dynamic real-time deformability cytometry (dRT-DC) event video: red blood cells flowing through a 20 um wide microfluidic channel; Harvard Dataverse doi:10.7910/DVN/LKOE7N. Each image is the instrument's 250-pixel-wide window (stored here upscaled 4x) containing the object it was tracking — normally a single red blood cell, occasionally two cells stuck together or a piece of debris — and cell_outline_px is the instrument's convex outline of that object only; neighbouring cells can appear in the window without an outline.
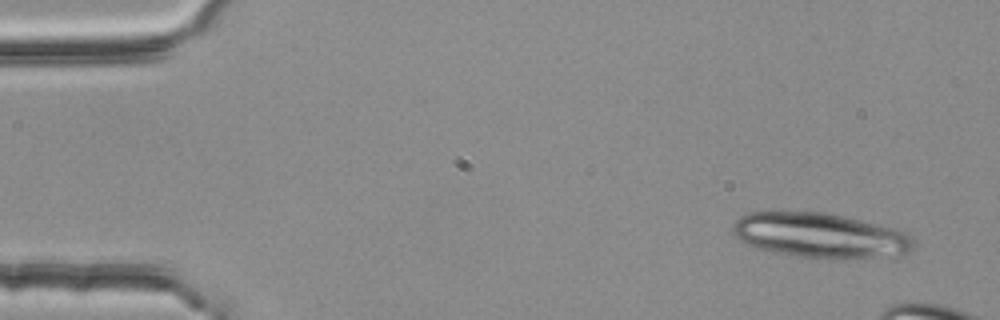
{"species": "common noctule bat (a hibernating species)", "species_latin": "Nyctalus noctula", "temperature_condition": "room temperature", "stored_images_in_passage": 4, "camera_frame_rate_fps": 3000, "um_per_image_px": 0.085, "animal": {"sex": "female", "body_mass_g": 25.1}, "frame": {"image": 1, "passage_image": 1, "time_ms": 0.0, "image_size_px": [1000, 320], "cell_outline_px": [[916, 244], [908, 252], [872, 256], [832, 260], [800, 256], [776, 252], [760, 248], [748, 244], [740, 240], [732, 232], [732, 224], [740, 216], [748, 212], [824, 212], [896, 228], [912, 236]], "centroid_in_image_um": [69.69, 20.0], "position_along_channel_um": 15.3, "area_um2": 46.82}}